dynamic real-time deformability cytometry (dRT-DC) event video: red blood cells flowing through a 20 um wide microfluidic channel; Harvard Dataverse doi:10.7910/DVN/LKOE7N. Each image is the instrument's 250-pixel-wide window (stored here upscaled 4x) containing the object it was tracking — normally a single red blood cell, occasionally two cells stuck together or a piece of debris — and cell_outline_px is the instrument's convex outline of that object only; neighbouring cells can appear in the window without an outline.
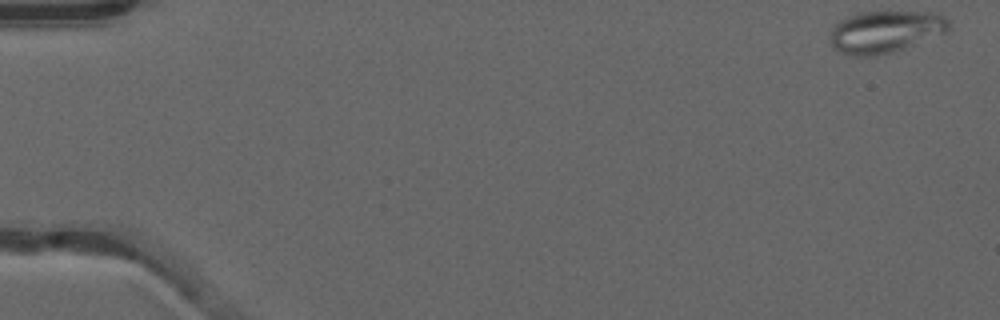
{"species": "common noctule bat (a hibernating species)", "species_latin": "Nyctalus noctula", "temperature_condition": "warm", "stored_images_in_passage": 52, "camera_frame_rate_fps": 3000, "um_per_image_px": 0.085, "animal": {"sex": "male", "forearm_length_mm": 52.5}, "frame": {"image": 1, "passage_image": 1, "time_ms": 0.0, "image_size_px": [1000, 320], "cell_outline_px": [[952, 28], [944, 32], [904, 48], [892, 52], [876, 56], [856, 56], [840, 52], [832, 48], [828, 40], [828, 36], [832, 28], [840, 20], [848, 16], [860, 12], [936, 12], [944, 16], [948, 20]], "centroid_in_image_um": [75.2, 2.69], "position_along_channel_um": 9.8, "area_um2": 29.19}}
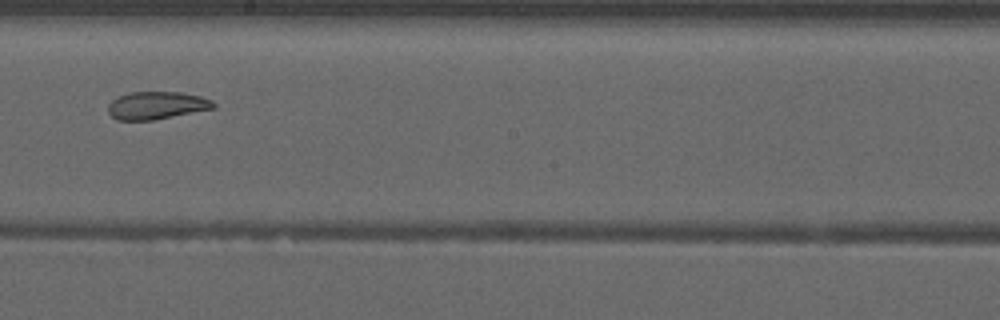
{"frame": {"image": 2, "passage_image": 30, "time_ms": 9.667, "image_size_px": [1000, 320], "cell_outline_px": [[216, 108], [152, 120], [116, 120], [108, 112], [108, 104], [112, 100], [128, 92], [180, 92], [200, 96], [212, 100], [216, 104]], "centroid_in_image_um": [13.32, 8.96], "position_along_channel_um": 234.9, "area_um2": 16.99}}
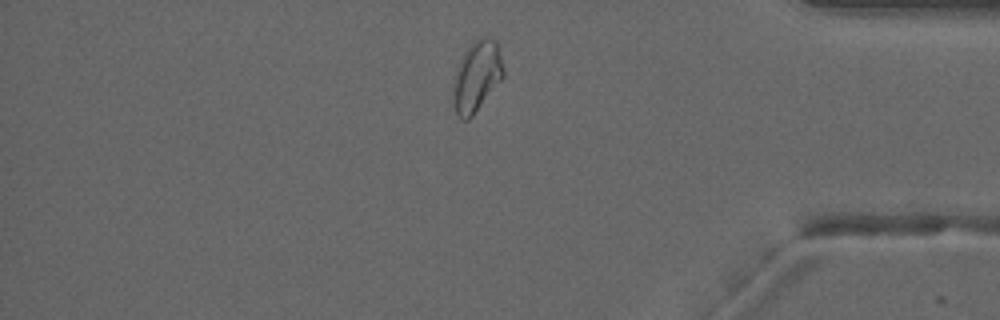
{"frame": {"image": 3, "passage_image": 44, "time_ms": 14.333, "image_size_px": [1000, 320], "cell_outline_px": [[504, 76], [472, 116], [468, 120], [460, 120], [456, 112], [452, 96], [452, 80], [460, 60], [464, 52], [480, 36], [492, 36], [496, 40], [504, 72]], "centroid_in_image_um": [40.5, 6.48], "position_along_channel_um": 394.7, "area_um2": 20.69}, "authors_computed_cell_mechanics": {"area_um2": 21.964, "velocity_mm_per_s": 3.9363, "shape_relaxation_time_tau1_ms": null, "shape_relaxation_time_tau2_ms": 2.9911, "deformation_change_tau1": null, "deformation_change_tau2": 0.092}}